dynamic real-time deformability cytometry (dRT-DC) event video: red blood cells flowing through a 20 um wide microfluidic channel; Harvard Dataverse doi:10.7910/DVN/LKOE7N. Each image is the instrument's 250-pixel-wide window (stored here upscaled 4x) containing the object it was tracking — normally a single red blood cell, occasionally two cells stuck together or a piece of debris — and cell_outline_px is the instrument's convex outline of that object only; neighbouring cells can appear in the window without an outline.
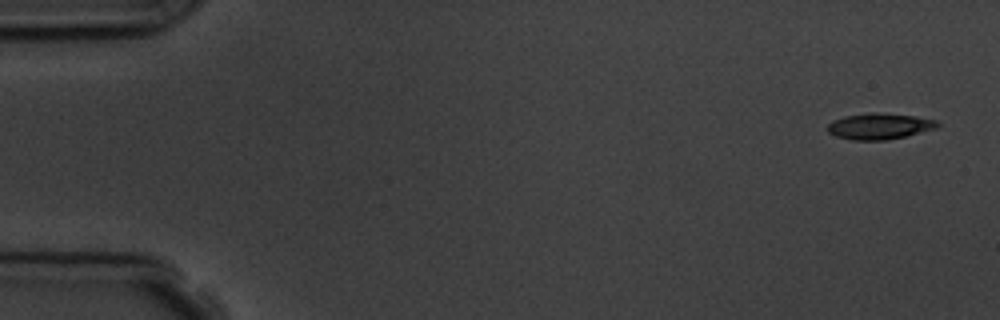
{"species": "common noctule bat (a hibernating species)", "species_latin": "Nyctalus noctula", "temperature_condition": "room temperature", "stored_images_in_passage": 5, "camera_frame_rate_fps": 3000, "um_per_image_px": 0.085, "animal": {"sex": "male", "body_mass_g": 19.5, "forearm_length_mm": 54.6}, "frame": {"image": 1, "passage_image": 1, "time_ms": 0.0, "image_size_px": [1000, 320], "cell_outline_px": [[940, 124], [936, 128], [904, 136], [884, 140], [852, 140], [836, 136], [828, 132], [828, 124], [844, 116], [872, 112], [912, 116], [936, 120]], "centroid_in_image_um": [74.73, 10.73], "position_along_channel_um": 10.3, "area_um2": 16.3}}
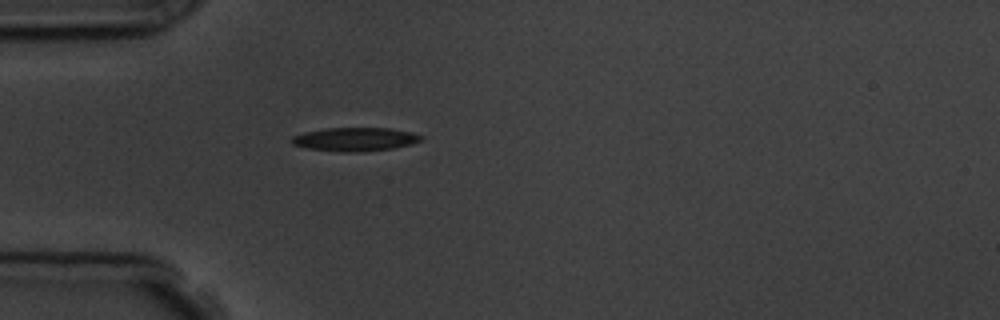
{"frame": {"image": 2, "passage_image": 5, "time_ms": 4.667, "image_size_px": [1000, 320], "cell_outline_px": [[424, 136], [420, 140], [412, 144], [392, 148], [360, 152], [340, 152], [308, 148], [292, 144], [292, 136], [304, 132], [328, 128], [388, 128], [412, 132]], "centroid_in_image_um": [30.19, 11.84], "position_along_channel_um": 54.8, "area_um2": 17.69}}